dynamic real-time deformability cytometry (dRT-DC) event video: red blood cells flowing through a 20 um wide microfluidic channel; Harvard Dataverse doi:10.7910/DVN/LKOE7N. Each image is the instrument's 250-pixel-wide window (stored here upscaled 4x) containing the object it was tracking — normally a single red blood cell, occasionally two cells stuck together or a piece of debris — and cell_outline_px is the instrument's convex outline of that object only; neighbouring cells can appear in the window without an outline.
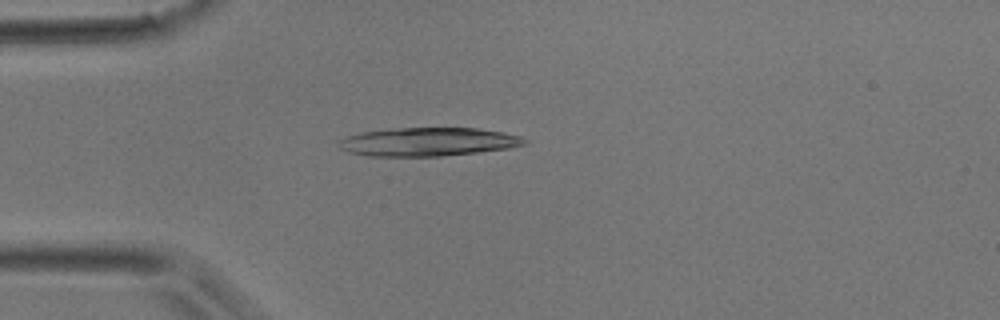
{"species": "common noctule bat (a hibernating species)", "species_latin": "Nyctalus noctula", "temperature_condition": "room temperature", "stored_images_in_passage": 36, "camera_frame_rate_fps": 3000, "um_per_image_px": 0.085, "animal": {"sex": "male", "body_mass_g": 17.9}, "frame": {"image": 1, "passage_image": 9, "time_ms": 2.667, "image_size_px": [1000, 320], "cell_outline_px": [[528, 140], [524, 144], [508, 148], [476, 152], [440, 156], [368, 156], [348, 152], [340, 148], [340, 140], [348, 136], [360, 132], [400, 128], [476, 128], [500, 132], [520, 136]], "centroid_in_image_um": [36.37, 12.06], "position_along_channel_um": 48.6, "area_um2": 30.46}}